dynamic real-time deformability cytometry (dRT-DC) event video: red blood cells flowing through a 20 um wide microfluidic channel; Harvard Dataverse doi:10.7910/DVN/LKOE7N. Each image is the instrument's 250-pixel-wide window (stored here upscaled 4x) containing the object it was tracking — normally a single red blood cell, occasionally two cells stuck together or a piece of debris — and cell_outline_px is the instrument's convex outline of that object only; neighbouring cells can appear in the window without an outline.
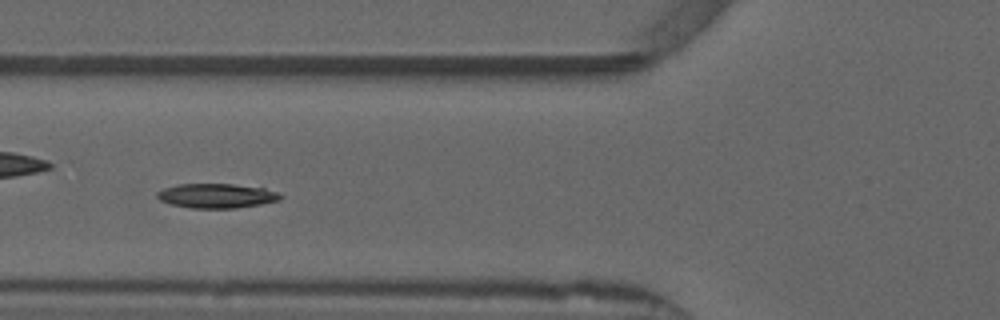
{"species": "common noctule bat (a hibernating species)", "species_latin": "Nyctalus noctula", "temperature_condition": "warm", "stored_images_in_passage": 39, "camera_frame_rate_fps": 3000, "um_per_image_px": 0.085, "animal": {"sex": "male", "forearm_length_mm": 52.5}, "frame": {"image": 1, "passage_image": 6, "time_ms": 1.667, "image_size_px": [1000, 320], "cell_outline_px": [[284, 196], [280, 200], [260, 204], [236, 208], [192, 208], [172, 204], [160, 200], [156, 196], [156, 192], [164, 188], [176, 184], [232, 184], [264, 188], [276, 192]], "centroid_in_image_um": [18.4, 16.64], "position_along_channel_um": 107.4, "area_um2": 17.51}, "authors_computed_cell_mechanics": {"area_um2": 17.2244, "velocity_mm_per_s": 3.8355, "shape_relaxation_time_tau1_ms": 8.412, "shape_relaxation_time_tau2_ms": null, "deformation_change_tau1": 0.1799, "deformation_change_tau2": null}}